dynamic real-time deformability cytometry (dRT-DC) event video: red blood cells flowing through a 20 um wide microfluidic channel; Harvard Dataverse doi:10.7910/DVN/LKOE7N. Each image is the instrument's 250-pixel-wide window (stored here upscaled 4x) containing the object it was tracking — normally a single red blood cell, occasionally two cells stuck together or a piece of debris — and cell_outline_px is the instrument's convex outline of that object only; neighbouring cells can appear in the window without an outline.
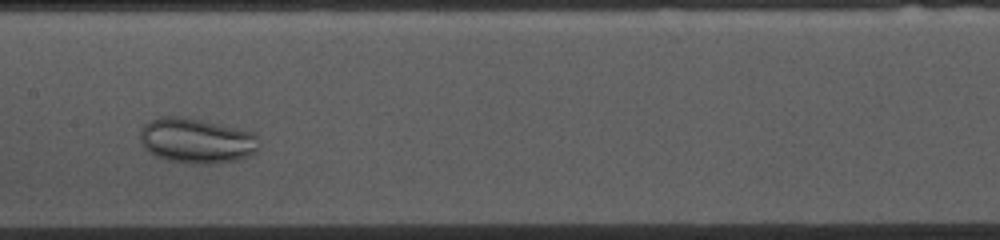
{"species": "common noctule bat (a hibernating species)", "species_latin": "Nyctalus noctula", "temperature_condition": "cold", "stored_images_in_passage": 35, "camera_frame_rate_fps": 3000, "um_per_image_px": 0.085, "animal": {"sex": "female", "body_mass_g": 10.0, "forearm_length_mm": 53.1}, "frame": {"image": 1, "passage_image": 18, "time_ms": 5.667, "image_size_px": [1000, 240], "cell_outline_px": [[260, 148], [252, 156], [236, 160], [212, 164], [192, 164], [164, 160], [148, 152], [144, 148], [140, 140], [140, 132], [144, 124], [160, 116], [184, 116], [256, 132]], "centroid_in_image_um": [16.73, 11.97], "position_along_channel_um": 190.7, "area_um2": 31.91}}
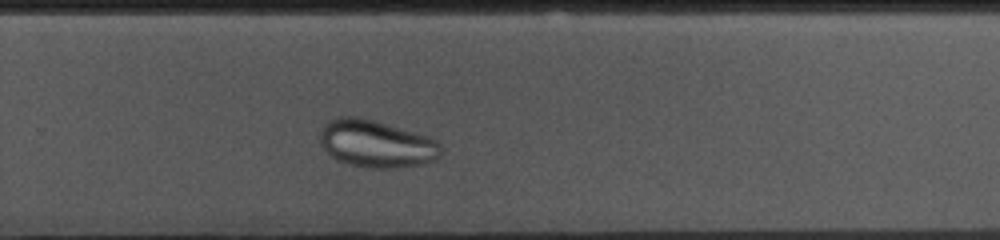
{"frame": {"image": 2, "passage_image": 27, "time_ms": 8.667, "image_size_px": [1000, 240], "cell_outline_px": [[440, 156], [436, 160], [420, 164], [396, 168], [368, 168], [348, 164], [336, 160], [324, 148], [320, 140], [320, 132], [324, 124], [328, 120], [340, 116], [360, 116], [428, 136], [436, 140], [440, 144]], "centroid_in_image_um": [31.97, 12.22], "position_along_channel_um": 297.8, "area_um2": 33.41}}
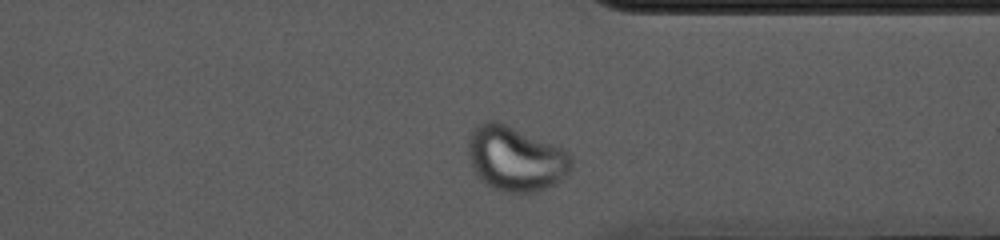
{"frame": {"image": 3, "passage_image": 33, "time_ms": 10.667, "image_size_px": [1000, 240], "cell_outline_px": [[572, 172], [552, 184], [536, 192], [504, 192], [488, 184], [476, 172], [468, 156], [468, 140], [472, 128], [476, 124], [484, 120], [496, 120], [556, 144], [564, 148], [572, 156]], "centroid_in_image_um": [43.85, 13.43], "position_along_channel_um": 367.6, "area_um2": 39.07}}